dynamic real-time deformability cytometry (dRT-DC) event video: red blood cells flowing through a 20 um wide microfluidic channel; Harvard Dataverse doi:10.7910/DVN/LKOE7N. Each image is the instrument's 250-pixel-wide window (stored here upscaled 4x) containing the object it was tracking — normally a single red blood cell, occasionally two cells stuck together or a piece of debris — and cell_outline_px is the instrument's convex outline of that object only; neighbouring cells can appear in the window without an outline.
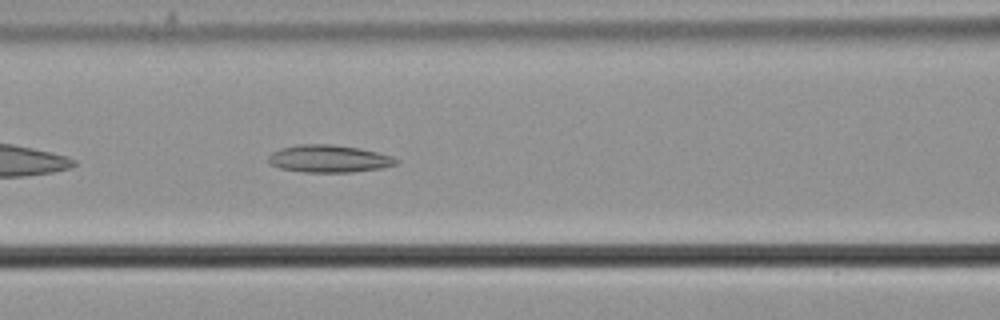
{"species": "common noctule bat (a hibernating species)", "species_latin": "Nyctalus noctula", "temperature_condition": "cold", "stored_images_in_passage": 41, "camera_frame_rate_fps": 3000, "um_per_image_px": 0.085, "animal": {"sex": "male", "body_mass_g": 21.5, "forearm_length_mm": 52.0}, "frame": {"image": 1, "passage_image": 8, "time_ms": 2.333, "image_size_px": [1000, 320], "cell_outline_px": [[400, 160], [396, 164], [384, 168], [352, 172], [304, 172], [280, 168], [268, 164], [268, 156], [272, 152], [280, 148], [296, 144], [332, 144], [360, 148], [392, 156]], "centroid_in_image_um": [27.94, 13.49], "position_along_channel_um": 138.7, "area_um2": 20.63}}
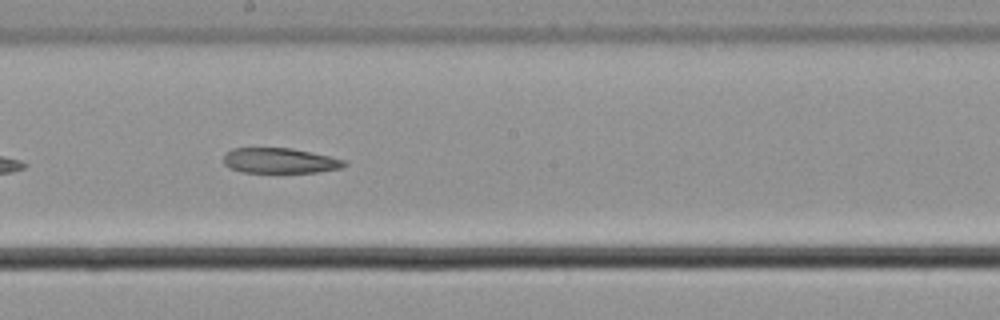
{"frame": {"image": 2, "passage_image": 15, "time_ms": 4.667, "image_size_px": [1000, 320], "cell_outline_px": [[348, 164], [344, 168], [316, 172], [244, 172], [228, 168], [224, 164], [224, 156], [232, 148], [292, 148], [328, 156], [344, 160]], "centroid_in_image_um": [23.79, 13.66], "position_along_channel_um": 224.4, "area_um2": 17.69}}
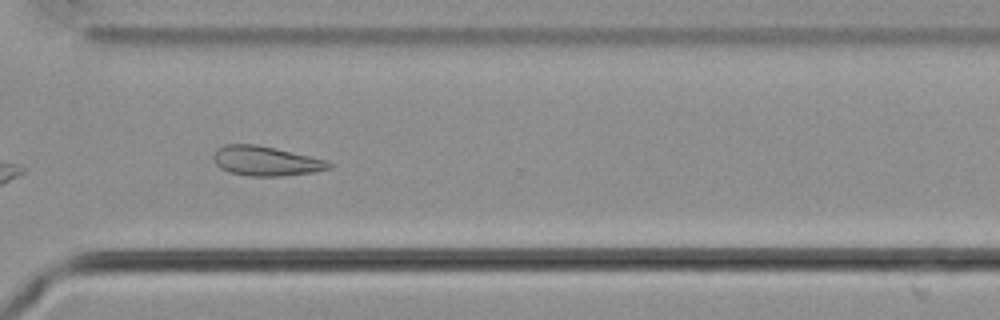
{"frame": {"image": 3, "passage_image": 25, "time_ms": 8.0, "image_size_px": [1000, 320], "cell_outline_px": [[332, 168], [312, 172], [284, 176], [248, 176], [232, 172], [220, 168], [216, 164], [212, 156], [216, 148], [224, 144], [256, 144], [308, 156], [324, 160], [332, 164]], "centroid_in_image_um": [22.54, 13.68], "position_along_channel_um": 348.1, "area_um2": 19.71}}